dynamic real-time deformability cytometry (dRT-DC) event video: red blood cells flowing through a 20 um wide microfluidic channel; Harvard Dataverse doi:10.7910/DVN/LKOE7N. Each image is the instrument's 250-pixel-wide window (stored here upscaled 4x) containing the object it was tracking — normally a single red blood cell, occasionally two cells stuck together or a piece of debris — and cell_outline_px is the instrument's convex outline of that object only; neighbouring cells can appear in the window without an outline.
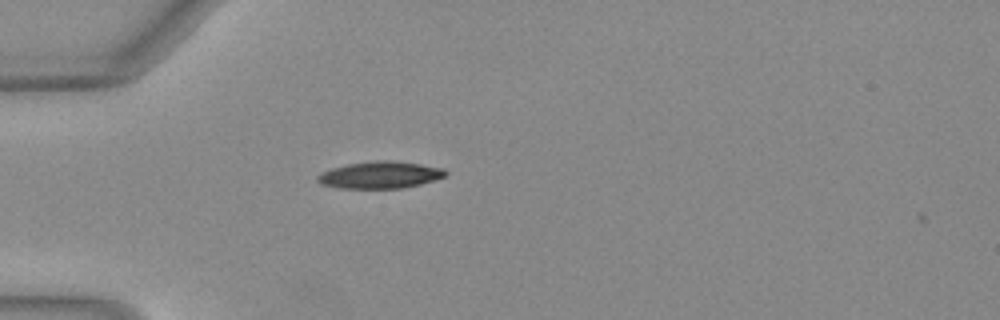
{"species": "Egyptian fruit bat (a non-hibernating species)", "species_latin": "Rousettus aegyptiacus", "temperature_condition": "warm", "stored_images_in_passage": 3, "camera_frame_rate_fps": 3000, "um_per_image_px": 0.085, "animal": {"sex": "female"}, "frame": {"image": 1, "passage_image": 1, "time_ms": 0.0, "image_size_px": [1000, 320], "cell_outline_px": [[448, 172], [444, 176], [420, 184], [404, 188], [336, 188], [320, 184], [316, 180], [316, 176], [332, 168], [348, 164], [376, 160], [392, 160], [420, 164], [444, 168]], "centroid_in_image_um": [32.29, 14.87], "position_along_channel_um": 52.7, "area_um2": 20.06}}